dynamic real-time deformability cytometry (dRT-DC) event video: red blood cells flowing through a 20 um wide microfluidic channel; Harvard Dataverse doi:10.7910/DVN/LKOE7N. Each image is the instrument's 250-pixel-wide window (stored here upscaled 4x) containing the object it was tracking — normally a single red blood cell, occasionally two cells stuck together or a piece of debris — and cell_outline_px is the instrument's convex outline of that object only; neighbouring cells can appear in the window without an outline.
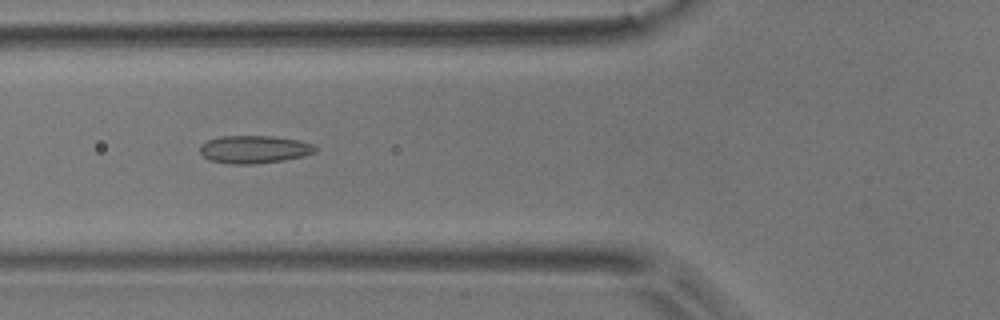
{"species": "common noctule bat (a hibernating species)", "species_latin": "Nyctalus noctula", "temperature_condition": "room temperature", "stored_images_in_passage": 10, "camera_frame_rate_fps": 3000, "um_per_image_px": 0.085, "animal": {"sex": "male", "body_mass_g": 17.9}, "frame": {"image": 1, "passage_image": 5, "time_ms": 1.333, "image_size_px": [1000, 320], "cell_outline_px": [[316, 152], [304, 156], [284, 160], [252, 164], [228, 164], [208, 160], [200, 152], [200, 144], [208, 140], [220, 136], [272, 136], [300, 140], [312, 144], [316, 148]], "centroid_in_image_um": [21.59, 12.7], "position_along_channel_um": 104.2, "area_um2": 18.79}}
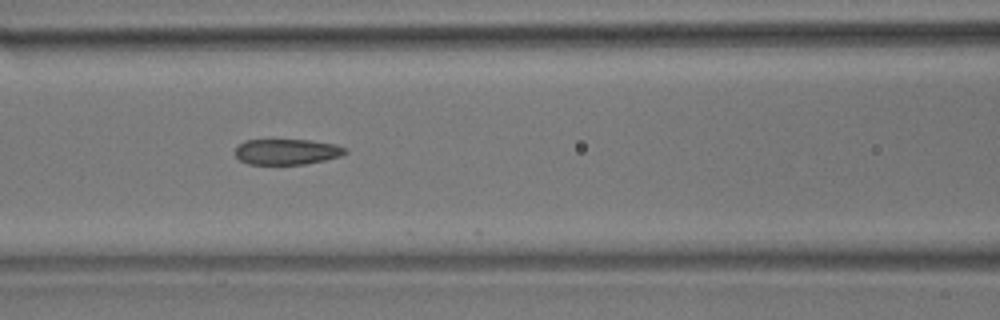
{"frame": {"image": 2, "passage_image": 6, "time_ms": 1.667, "image_size_px": [1000, 320], "cell_outline_px": [[348, 152], [340, 156], [324, 160], [304, 164], [248, 164], [240, 160], [236, 156], [236, 148], [244, 140], [312, 140], [336, 144], [348, 148]], "centroid_in_image_um": [24.42, 12.89], "position_along_channel_um": 142.2, "area_um2": 16.47}}
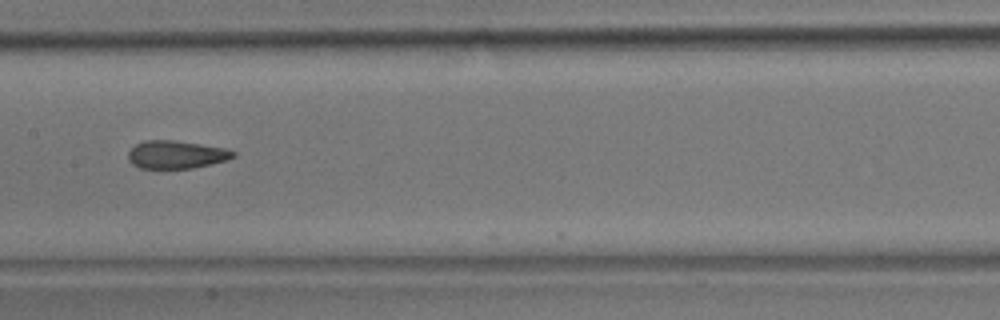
{"frame": {"image": 3, "passage_image": 7, "time_ms": 2.0, "image_size_px": [1000, 320], "cell_outline_px": [[236, 156], [228, 160], [192, 168], [140, 168], [132, 164], [128, 160], [128, 152], [136, 144], [144, 140], [172, 140], [228, 148], [236, 152]], "centroid_in_image_um": [15.0, 13.14], "position_along_channel_um": 192.4, "area_um2": 17.17}}